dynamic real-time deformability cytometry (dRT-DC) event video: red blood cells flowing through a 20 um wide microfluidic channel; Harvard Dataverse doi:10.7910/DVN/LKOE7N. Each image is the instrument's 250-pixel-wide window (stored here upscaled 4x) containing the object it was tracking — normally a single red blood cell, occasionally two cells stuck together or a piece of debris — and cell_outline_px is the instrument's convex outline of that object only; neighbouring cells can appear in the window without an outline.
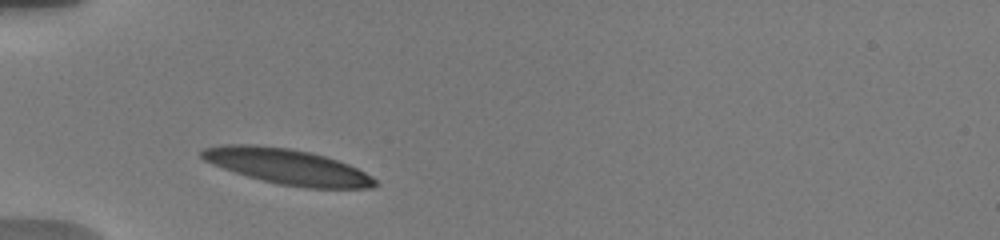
{"species": "human", "species_latin": "Homo sapiens", "temperature_condition": "warm", "stored_images_in_passage": 41, "camera_frame_rate_fps": 3000, "um_per_image_px": 0.085, "donor": {"sex": "male"}, "frame": {"image": 1, "passage_image": 1, "time_ms": 0.0, "image_size_px": [1000, 240], "cell_outline_px": [[376, 184], [372, 188], [304, 188], [280, 184], [248, 176], [212, 164], [204, 160], [200, 156], [200, 152], [204, 148], [224, 144], [256, 144], [288, 148], [312, 152], [348, 164], [372, 176], [376, 180]], "centroid_in_image_um": [24.42, 14.15], "position_along_channel_um": 60.6, "area_um2": 35.55}}
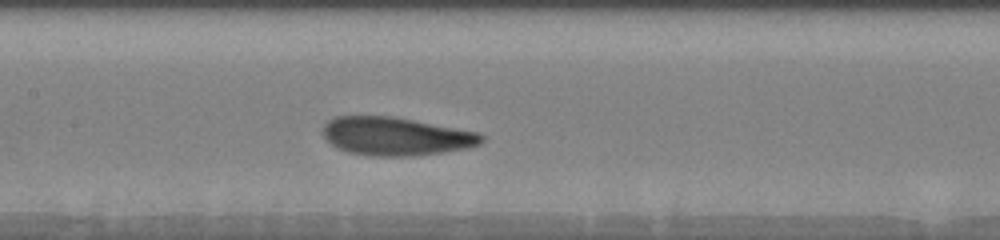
{"frame": {"image": 2, "passage_image": 16, "time_ms": 3.333, "image_size_px": [1000, 240], "cell_outline_px": [[484, 140], [480, 144], [468, 148], [440, 152], [408, 156], [372, 156], [348, 152], [336, 148], [324, 136], [324, 124], [328, 120], [336, 116], [392, 116], [480, 132], [484, 136]], "centroid_in_image_um": [33.66, 11.58], "position_along_channel_um": 173.7, "area_um2": 35.32}}
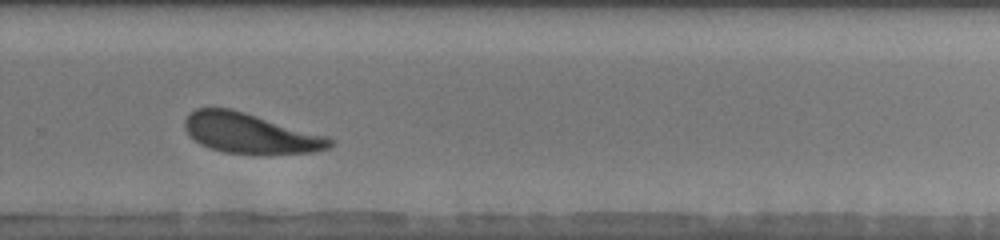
{"frame": {"image": 3, "passage_image": 35, "time_ms": 7.0, "image_size_px": [1000, 240], "cell_outline_px": [[336, 144], [328, 148], [312, 152], [224, 152], [208, 148], [200, 144], [184, 128], [184, 120], [196, 108], [232, 108], [328, 136]], "centroid_in_image_um": [21.26, 11.3], "position_along_channel_um": 308.5, "area_um2": 33.23}}